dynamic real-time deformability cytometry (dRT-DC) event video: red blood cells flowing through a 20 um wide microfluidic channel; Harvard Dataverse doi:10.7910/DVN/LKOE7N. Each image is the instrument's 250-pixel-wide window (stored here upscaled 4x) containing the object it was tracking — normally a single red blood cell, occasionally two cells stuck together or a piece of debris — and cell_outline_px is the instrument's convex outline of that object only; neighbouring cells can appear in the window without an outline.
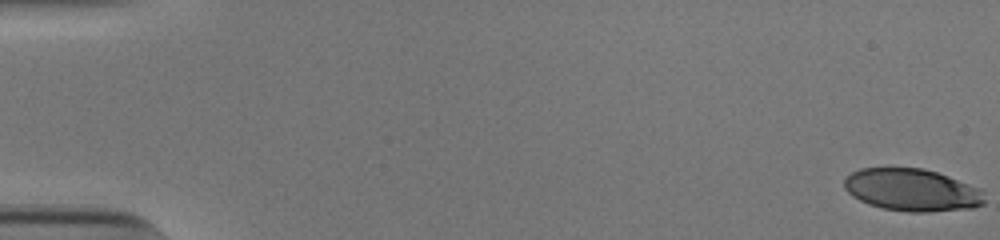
{"species": "human", "species_latin": "Homo sapiens", "temperature_condition": "cold", "stored_images_in_passage": 54, "camera_frame_rate_fps": 3000, "um_per_image_px": 0.085, "donor": {"sex": "male"}, "frame": {"image": 1, "passage_image": 1, "time_ms": 0.0, "image_size_px": [1000, 240], "cell_outline_px": [[984, 204], [972, 208], [928, 212], [908, 212], [884, 208], [868, 204], [852, 196], [844, 188], [844, 176], [860, 168], [924, 168], [948, 176], [980, 188], [984, 192]], "centroid_in_image_um": [77.51, 16.14], "position_along_channel_um": 7.5, "area_um2": 34.74}}
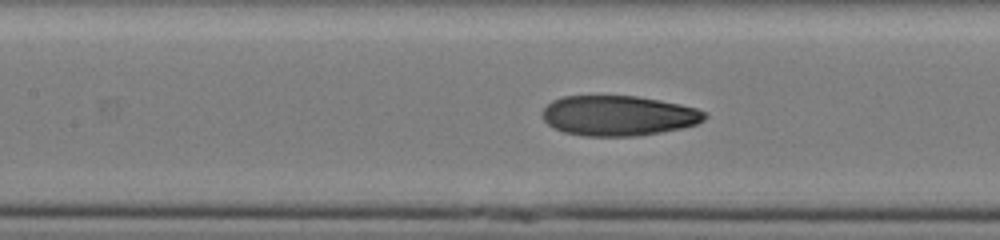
{"frame": {"image": 2, "passage_image": 26, "time_ms": 8.333, "image_size_px": [1000, 240], "cell_outline_px": [[708, 116], [704, 120], [696, 124], [684, 128], [636, 136], [584, 136], [564, 132], [552, 128], [544, 120], [544, 108], [552, 100], [564, 96], [636, 96], [660, 100], [680, 104], [696, 108], [708, 112]], "centroid_in_image_um": [52.6, 9.83], "position_along_channel_um": 154.8, "area_um2": 38.09}}
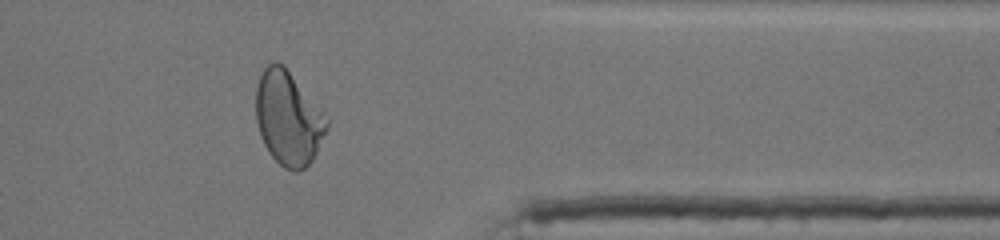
{"frame": {"image": 3, "passage_image": 45, "time_ms": 14.667, "image_size_px": [1000, 240], "cell_outline_px": [[328, 128], [312, 160], [300, 172], [296, 172], [284, 168], [268, 152], [260, 136], [256, 120], [256, 88], [260, 76], [264, 68], [272, 60], [276, 60], [284, 64], [324, 112], [328, 120]], "centroid_in_image_um": [24.5, 10.03], "position_along_channel_um": 386.9, "area_um2": 39.02}, "authors_computed_cell_mechanics": {"area_um2": 38.0035, "velocity_mm_per_s": 3.8605, "shape_relaxation_time_tau1_ms": 4.6977, "shape_relaxation_time_tau2_ms": 1.4671, "deformation_change_tau1": 0.2051, "deformation_change_tau2": 0.0737}}